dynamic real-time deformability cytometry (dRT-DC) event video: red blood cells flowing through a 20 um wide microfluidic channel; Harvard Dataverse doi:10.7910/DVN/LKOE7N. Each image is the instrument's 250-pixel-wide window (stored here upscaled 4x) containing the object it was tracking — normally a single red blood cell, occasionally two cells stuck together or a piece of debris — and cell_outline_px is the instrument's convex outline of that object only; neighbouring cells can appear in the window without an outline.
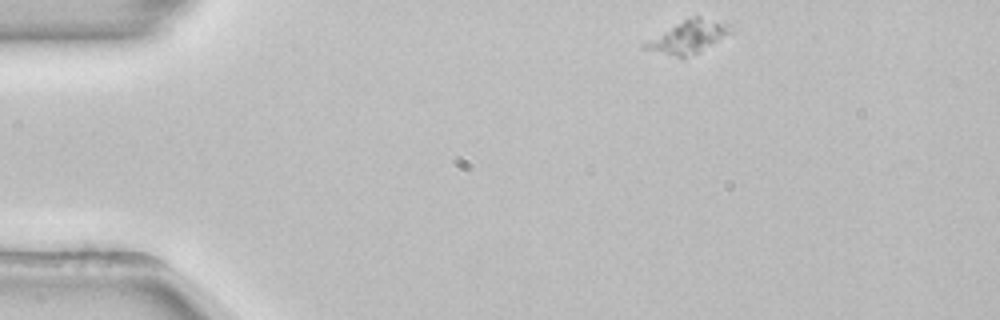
{"species": "common noctule bat (a hibernating species)", "species_latin": "Nyctalus noctula", "temperature_condition": "room temperature", "stored_images_in_passage": 46, "camera_frame_rate_fps": 3000, "um_per_image_px": 0.085, "animal": {"sex": "female", "body_mass_g": 22.7, "forearm_length_mm": 54.2}, "frame": {"image": 1, "passage_image": 1, "time_ms": 0.0, "image_size_px": [1000, 320], "cell_outline_px": [[732, 32], [700, 52], [684, 60], [640, 48], [640, 44], [676, 24], [684, 20], [696, 16], [700, 16], [724, 20], [732, 24]], "centroid_in_image_um": [58.52, 3.16], "position_along_channel_um": 26.5, "area_um2": 16.82}}
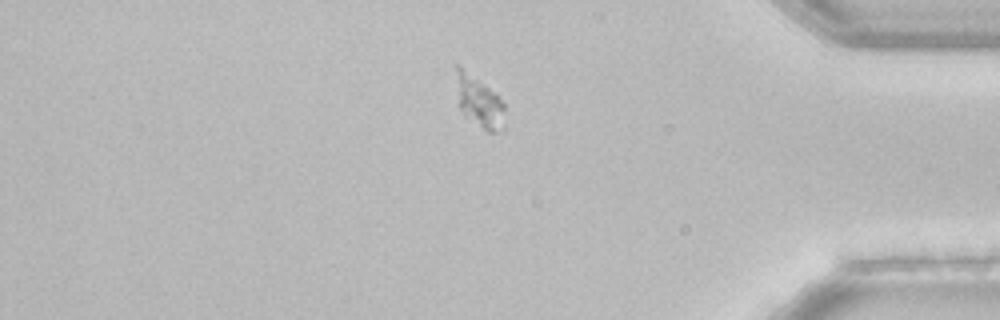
{"frame": {"image": 2, "passage_image": 38, "time_ms": 12.333, "image_size_px": [1000, 320], "cell_outline_px": [[504, 132], [488, 132], [464, 116], [460, 108], [452, 64], [460, 64], [488, 88], [504, 104]], "centroid_in_image_um": [40.67, 8.62], "position_along_channel_um": 394.5, "area_um2": 14.8}}
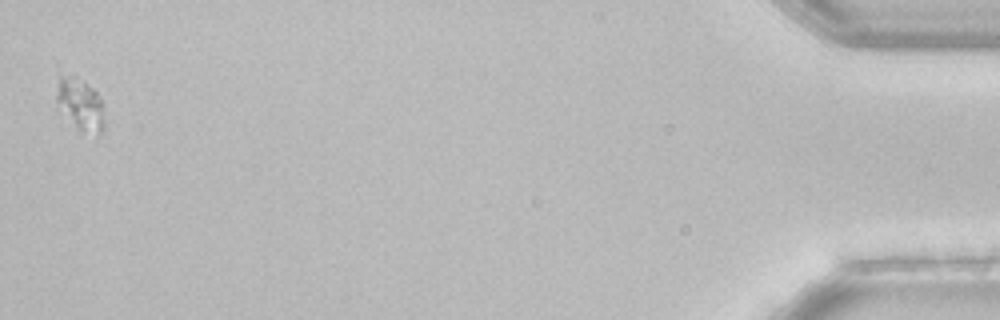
{"frame": {"image": 3, "passage_image": 46, "time_ms": 15.0, "image_size_px": [1000, 320], "cell_outline_px": [[104, 128], [96, 136], [80, 128], [76, 124], [56, 100], [56, 96], [60, 76], [76, 76], [88, 84], [96, 92], [100, 100], [104, 120]], "centroid_in_image_um": [6.87, 8.83], "position_along_channel_um": 428.3, "area_um2": 13.47}}